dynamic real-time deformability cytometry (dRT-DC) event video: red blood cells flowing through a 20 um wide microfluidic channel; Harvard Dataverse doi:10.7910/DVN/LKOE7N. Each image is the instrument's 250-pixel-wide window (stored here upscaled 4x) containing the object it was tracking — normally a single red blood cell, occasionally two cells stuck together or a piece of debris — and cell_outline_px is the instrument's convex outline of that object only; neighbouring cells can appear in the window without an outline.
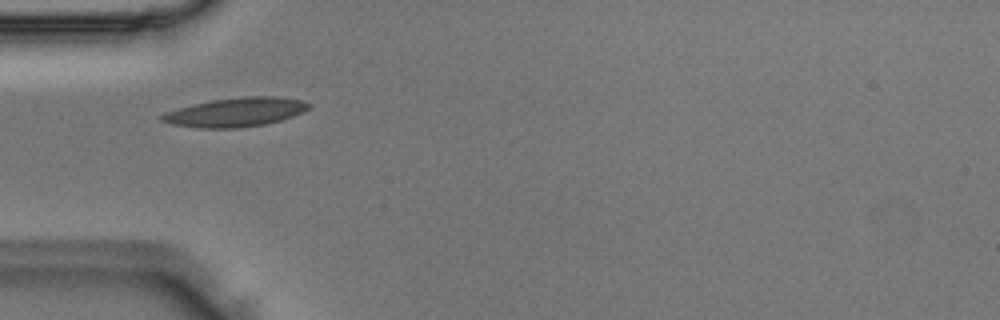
{"species": "Egyptian fruit bat (a non-hibernating species)", "species_latin": "Rousettus aegyptiacus", "temperature_condition": "room temperature", "stored_images_in_passage": 28, "camera_frame_rate_fps": 3000, "um_per_image_px": 0.085, "animal": {"sex": "male"}, "frame": {"image": 1, "passage_image": 1, "time_ms": 0.0, "image_size_px": [1000, 320], "cell_outline_px": [[312, 104], [304, 112], [280, 120], [264, 124], [240, 128], [196, 128], [172, 124], [160, 120], [160, 116], [164, 112], [212, 100], [244, 96], [276, 96], [300, 100]], "centroid_in_image_um": [20.03, 9.54], "position_along_channel_um": 65.0, "area_um2": 24.68}}
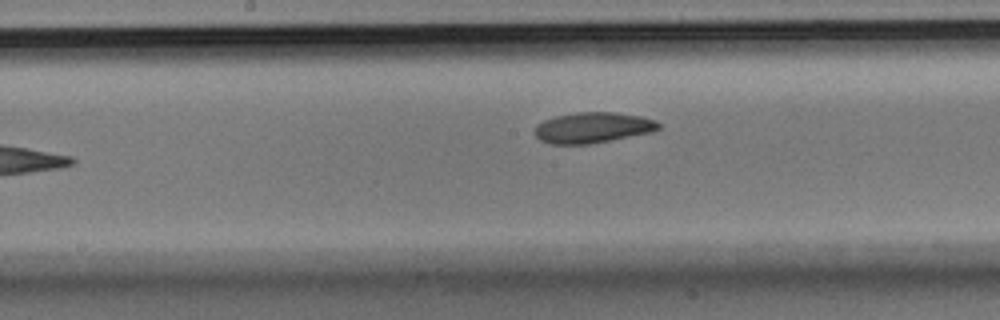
{"frame": {"image": 2, "passage_image": 11, "time_ms": 3.333, "image_size_px": [1000, 320], "cell_outline_px": [[660, 128], [652, 132], [588, 144], [548, 144], [540, 140], [536, 136], [536, 124], [544, 120], [556, 116], [576, 112], [616, 112], [644, 116], [656, 120], [660, 124]], "centroid_in_image_um": [50.4, 10.84], "position_along_channel_um": 197.8, "area_um2": 22.2}}
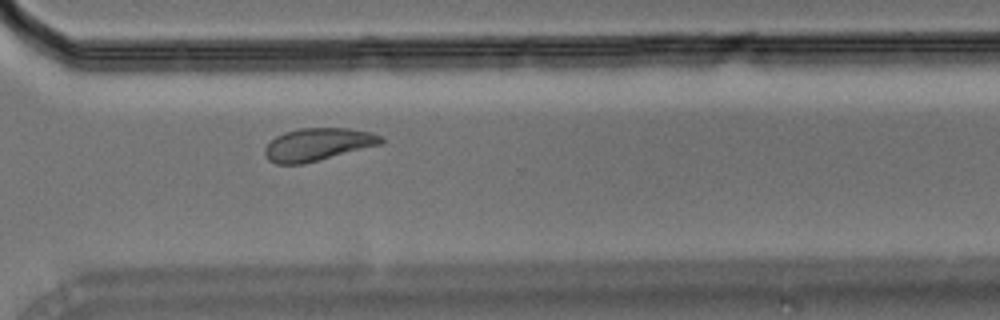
{"frame": {"image": 3, "passage_image": 22, "time_ms": 7.0, "image_size_px": [1000, 320], "cell_outline_px": [[384, 140], [380, 144], [304, 164], [276, 164], [268, 160], [264, 156], [264, 148], [276, 136], [284, 132], [300, 128], [348, 128], [372, 132], [380, 136]], "centroid_in_image_um": [26.97, 12.28], "position_along_channel_um": 343.6, "area_um2": 22.02}}